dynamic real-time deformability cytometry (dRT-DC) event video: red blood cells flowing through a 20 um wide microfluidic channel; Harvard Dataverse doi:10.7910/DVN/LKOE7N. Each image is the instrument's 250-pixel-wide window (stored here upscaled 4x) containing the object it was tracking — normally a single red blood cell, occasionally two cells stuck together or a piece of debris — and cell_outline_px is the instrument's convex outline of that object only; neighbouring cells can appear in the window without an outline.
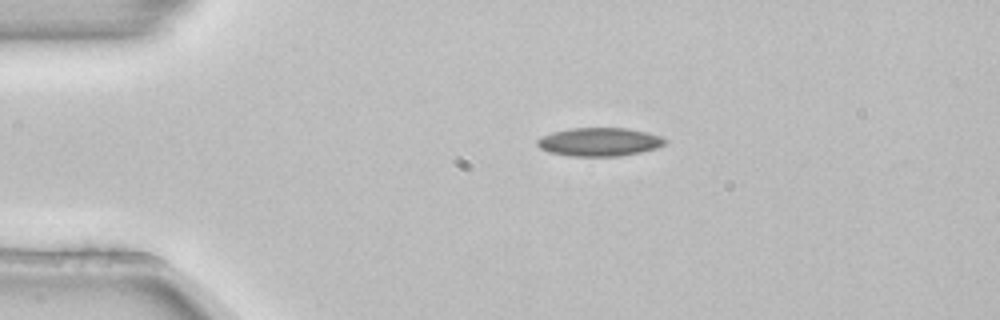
{"species": "common noctule bat (a hibernating species)", "species_latin": "Nyctalus noctula", "temperature_condition": "room temperature", "stored_images_in_passage": 2, "camera_frame_rate_fps": 3000, "um_per_image_px": 0.085, "animal": {"sex": "female", "body_mass_g": 22.7, "forearm_length_mm": 54.2}, "frame": {"image": 1, "passage_image": 1, "time_ms": 0.0, "image_size_px": [1000, 320], "cell_outline_px": [[668, 140], [664, 144], [656, 148], [640, 152], [620, 156], [568, 156], [548, 152], [540, 148], [536, 144], [536, 140], [540, 136], [552, 132], [568, 128], [628, 128], [648, 132], [660, 136]], "centroid_in_image_um": [50.91, 12.06], "position_along_channel_um": 34.1, "area_um2": 21.39}}